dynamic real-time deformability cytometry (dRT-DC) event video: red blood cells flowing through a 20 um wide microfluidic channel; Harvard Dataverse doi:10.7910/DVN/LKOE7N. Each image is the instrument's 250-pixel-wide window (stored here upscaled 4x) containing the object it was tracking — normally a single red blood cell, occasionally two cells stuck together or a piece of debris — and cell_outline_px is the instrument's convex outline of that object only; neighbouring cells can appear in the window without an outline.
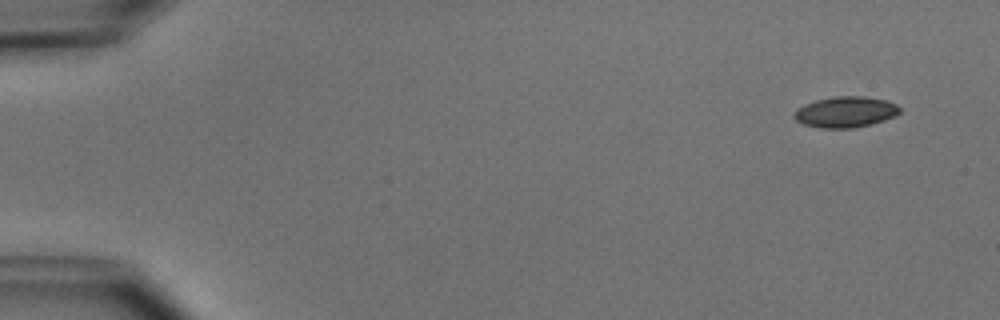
{"species": "common noctule bat (a hibernating species)", "species_latin": "Nyctalus noctula", "temperature_condition": "cold", "stored_images_in_passage": 5, "camera_frame_rate_fps": 3000, "um_per_image_px": 0.085, "animal": {"sex": "male", "body_mass_g": 15.6}, "frame": {"image": 1, "passage_image": 1, "time_ms": 0.0, "image_size_px": [1000, 320], "cell_outline_px": [[900, 112], [896, 116], [884, 120], [852, 128], [820, 128], [804, 124], [796, 120], [792, 116], [796, 108], [804, 104], [816, 100], [836, 96], [864, 96], [888, 100], [896, 104], [900, 108]], "centroid_in_image_um": [71.86, 9.51], "position_along_channel_um": 13.1, "area_um2": 19.07}}
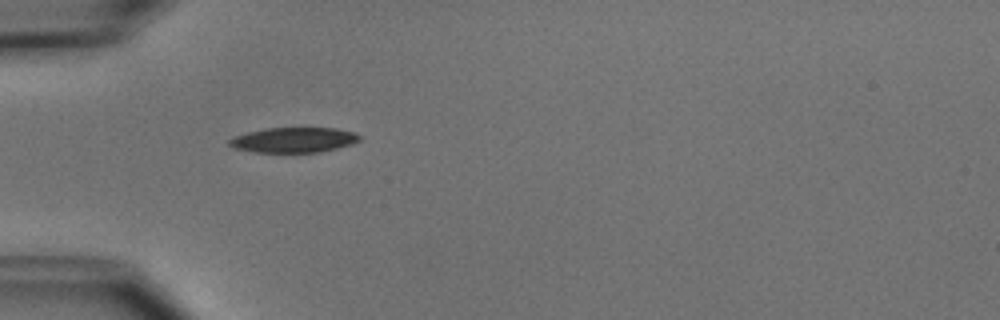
{"frame": {"image": 2, "passage_image": 4, "time_ms": 4.333, "image_size_px": [1000, 320], "cell_outline_px": [[360, 140], [352, 144], [320, 152], [252, 152], [236, 148], [228, 144], [228, 140], [232, 136], [264, 128], [336, 128], [356, 132], [360, 136]], "centroid_in_image_um": [24.96, 11.89], "position_along_channel_um": 60.0, "area_um2": 19.13}}